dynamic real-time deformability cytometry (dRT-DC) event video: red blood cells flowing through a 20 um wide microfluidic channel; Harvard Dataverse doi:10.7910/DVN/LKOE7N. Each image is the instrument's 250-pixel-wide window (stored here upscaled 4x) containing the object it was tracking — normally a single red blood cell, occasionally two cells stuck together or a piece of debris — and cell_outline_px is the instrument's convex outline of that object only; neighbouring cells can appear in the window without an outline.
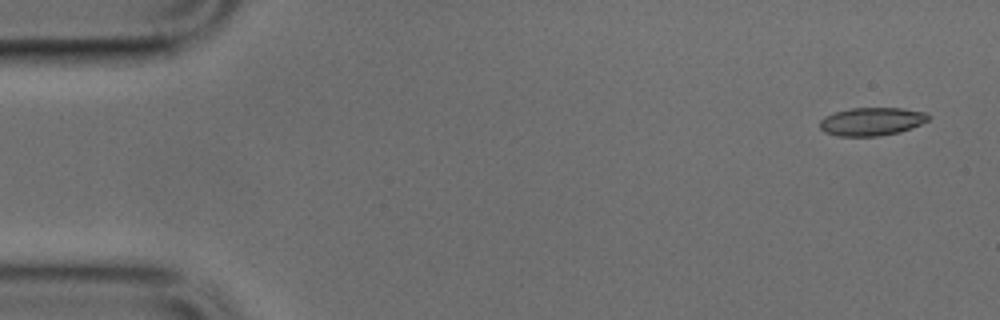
{"species": "common noctule bat (a hibernating species)", "species_latin": "Nyctalus noctula", "temperature_condition": "cold", "stored_images_in_passage": 48, "camera_frame_rate_fps": 3000, "um_per_image_px": 0.085, "animal": {"sex": "male", "body_mass_g": 17.9, "forearm_length_mm": 54.2}, "frame": {"image": 1, "passage_image": 1, "time_ms": 0.0, "image_size_px": [1000, 320], "cell_outline_px": [[928, 120], [912, 128], [900, 132], [880, 136], [840, 136], [824, 132], [820, 128], [820, 120], [824, 116], [836, 112], [852, 108], [904, 108], [924, 112], [928, 116]], "centroid_in_image_um": [74.08, 10.33], "position_along_channel_um": 10.9, "area_um2": 17.74}}
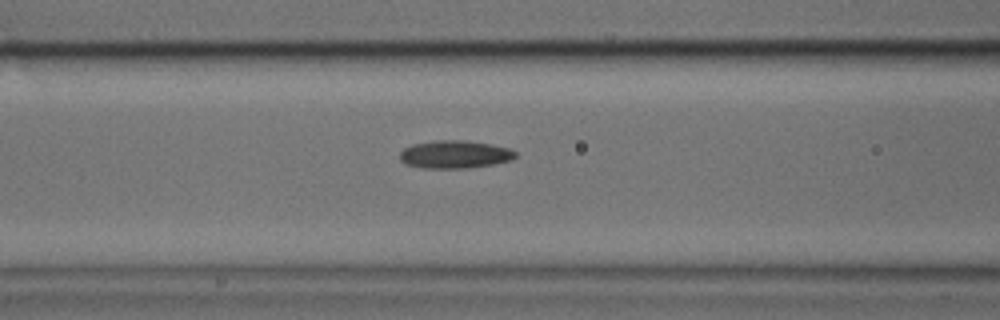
{"frame": {"image": 2, "passage_image": 18, "time_ms": 5.667, "image_size_px": [1000, 320], "cell_outline_px": [[516, 156], [512, 160], [492, 164], [468, 168], [420, 168], [404, 164], [400, 160], [400, 152], [404, 148], [412, 144], [436, 140], [464, 140], [488, 144], [508, 148], [516, 152]], "centroid_in_image_um": [38.61, 13.13], "position_along_channel_um": 128.0, "area_um2": 18.79}}
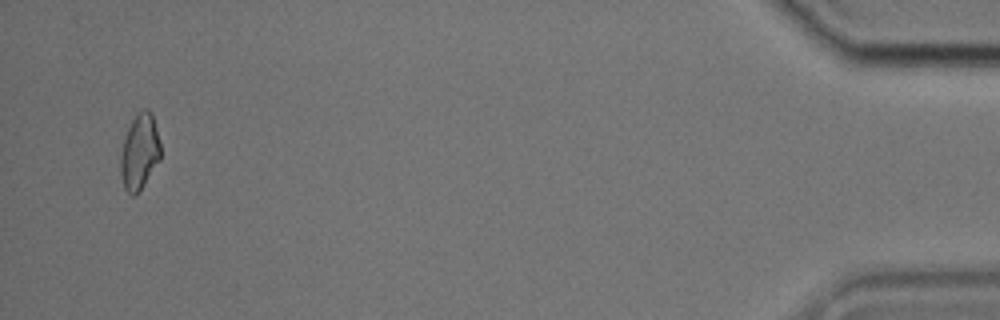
{"frame": {"image": 3, "passage_image": 46, "time_ms": 15.0, "image_size_px": [1000, 320], "cell_outline_px": [[160, 160], [140, 192], [136, 196], [132, 196], [124, 188], [120, 172], [120, 156], [124, 140], [128, 128], [132, 120], [144, 108], [148, 108], [152, 112], [160, 144]], "centroid_in_image_um": [11.87, 12.95], "position_along_channel_um": 423.3, "area_um2": 17.69}}